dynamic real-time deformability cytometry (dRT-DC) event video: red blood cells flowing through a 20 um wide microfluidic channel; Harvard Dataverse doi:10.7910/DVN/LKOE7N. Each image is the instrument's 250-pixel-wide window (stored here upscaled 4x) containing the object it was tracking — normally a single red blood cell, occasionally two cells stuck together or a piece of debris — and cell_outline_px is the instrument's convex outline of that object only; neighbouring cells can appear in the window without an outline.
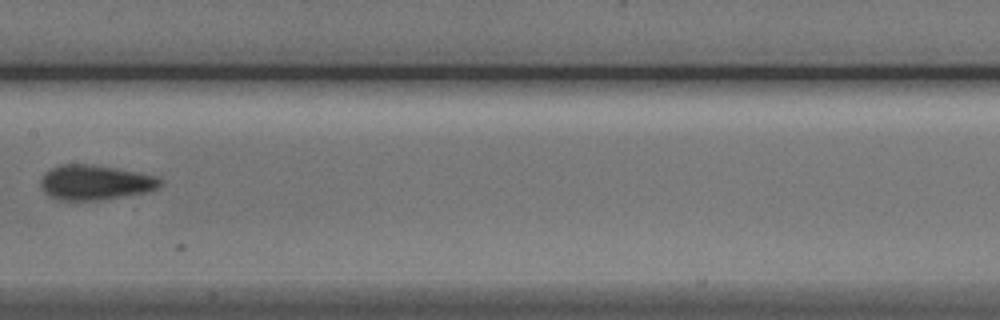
{"species": "Egyptian fruit bat (a non-hibernating species)", "species_latin": "Rousettus aegyptiacus", "temperature_condition": "cold", "stored_images_in_passage": 8, "camera_frame_rate_fps": 3000, "um_per_image_px": 0.085, "animal": {"sex": "male"}, "frame": {"image": 1, "passage_image": 7, "time_ms": 8.0, "image_size_px": [1000, 320], "cell_outline_px": [[164, 184], [148, 192], [100, 200], [60, 200], [44, 192], [40, 188], [40, 180], [44, 172], [60, 164], [92, 164], [116, 168], [160, 176], [164, 180]], "centroid_in_image_um": [8.12, 15.5], "position_along_channel_um": 199.3, "area_um2": 24.62}}
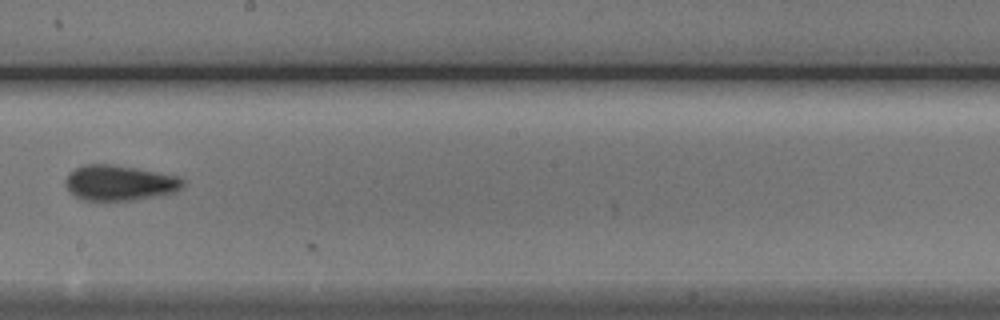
{"frame": {"image": 2, "passage_image": 8, "time_ms": 9.0, "image_size_px": [1000, 320], "cell_outline_px": [[184, 184], [176, 192], [160, 196], [136, 200], [80, 200], [64, 184], [64, 180], [76, 168], [84, 164], [108, 164], [136, 168], [176, 176], [184, 180]], "centroid_in_image_um": [10.17, 15.55], "position_along_channel_um": 238.0, "area_um2": 24.04}}